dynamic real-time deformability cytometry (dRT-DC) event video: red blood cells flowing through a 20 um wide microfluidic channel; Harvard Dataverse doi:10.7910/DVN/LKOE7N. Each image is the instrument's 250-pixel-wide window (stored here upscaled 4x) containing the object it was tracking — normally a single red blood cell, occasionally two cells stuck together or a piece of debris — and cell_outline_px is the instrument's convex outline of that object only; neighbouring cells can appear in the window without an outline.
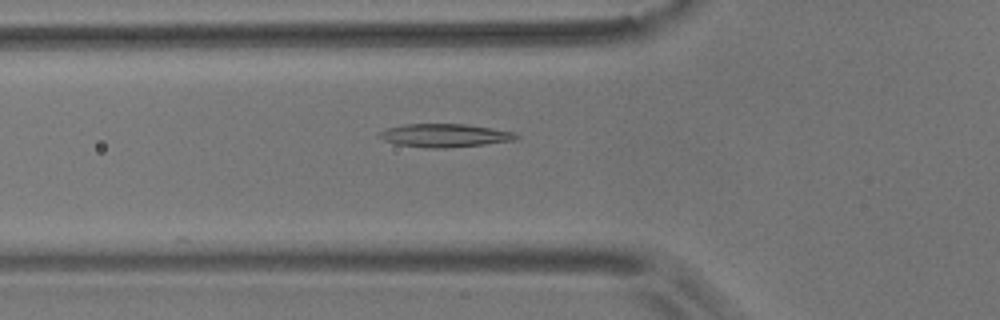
{"species": "common noctule bat (a hibernating species)", "species_latin": "Nyctalus noctula", "temperature_condition": "room temperature", "stored_images_in_passage": 16, "camera_frame_rate_fps": 3000, "um_per_image_px": 0.085, "animal": {"sex": "male", "body_mass_g": 17.9}, "frame": {"image": 1, "passage_image": 8, "time_ms": 2.333, "image_size_px": [1000, 320], "cell_outline_px": [[520, 136], [516, 140], [484, 144], [444, 148], [428, 148], [396, 144], [384, 140], [376, 136], [376, 132], [388, 128], [404, 124], [464, 124], [516, 132]], "centroid_in_image_um": [37.77, 11.51], "position_along_channel_um": 88.0, "area_um2": 18.61}}
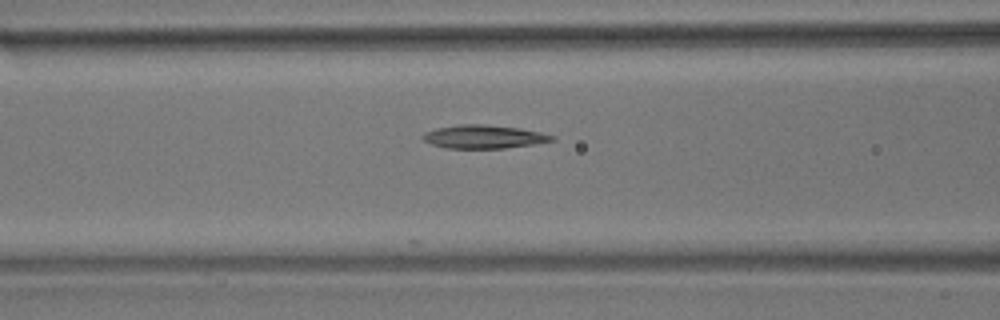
{"frame": {"image": 2, "passage_image": 11, "time_ms": 3.333, "image_size_px": [1000, 320], "cell_outline_px": [[556, 140], [532, 144], [504, 148], [448, 148], [432, 144], [424, 140], [420, 136], [424, 132], [436, 128], [460, 124], [484, 124], [520, 128], [540, 132], [556, 136]], "centroid_in_image_um": [41.12, 11.61], "position_along_channel_um": 125.5, "area_um2": 17.57}}
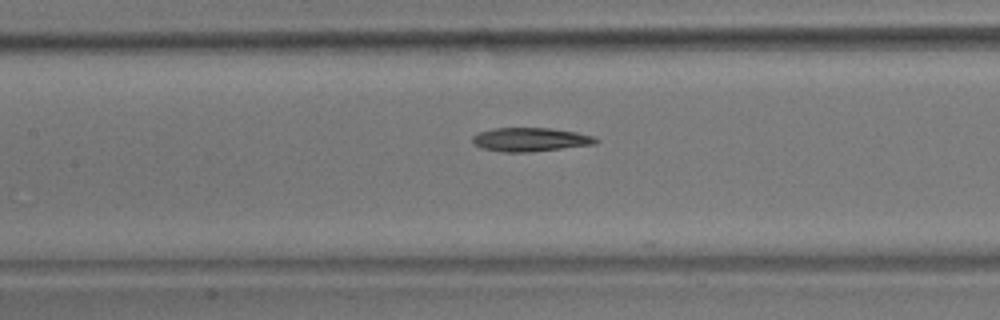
{"frame": {"image": 3, "passage_image": 14, "time_ms": 4.333, "image_size_px": [1000, 320], "cell_outline_px": [[600, 140], [596, 144], [528, 152], [500, 152], [484, 148], [476, 144], [472, 140], [472, 136], [480, 132], [492, 128], [548, 128], [576, 132], [592, 136]], "centroid_in_image_um": [45.09, 11.86], "position_along_channel_um": 162.3, "area_um2": 16.88}}